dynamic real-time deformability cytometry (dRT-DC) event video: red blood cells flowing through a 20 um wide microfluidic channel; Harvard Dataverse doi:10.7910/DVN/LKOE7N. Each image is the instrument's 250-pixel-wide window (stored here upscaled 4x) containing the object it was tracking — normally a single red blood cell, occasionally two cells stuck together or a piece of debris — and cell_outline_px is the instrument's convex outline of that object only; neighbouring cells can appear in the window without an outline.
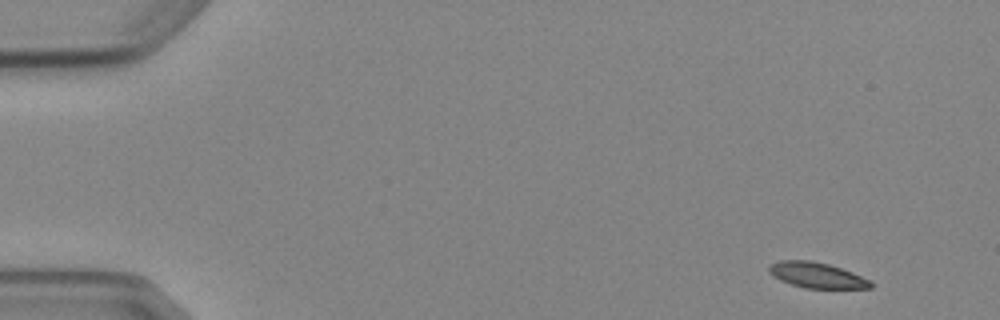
{"species": "Egyptian fruit bat (a non-hibernating species)", "species_latin": "Rousettus aegyptiacus", "temperature_condition": "cold", "stored_images_in_passage": 5, "camera_frame_rate_fps": 3000, "um_per_image_px": 0.085, "animal": {"sex": "female"}, "frame": {"image": 1, "passage_image": 1, "time_ms": 0.0, "image_size_px": [1000, 320], "cell_outline_px": [[872, 288], [804, 288], [780, 280], [768, 272], [768, 268], [772, 264], [780, 260], [808, 260], [828, 264], [852, 272], [872, 280]], "centroid_in_image_um": [69.44, 23.39], "position_along_channel_um": 15.6, "area_um2": 15.03}}
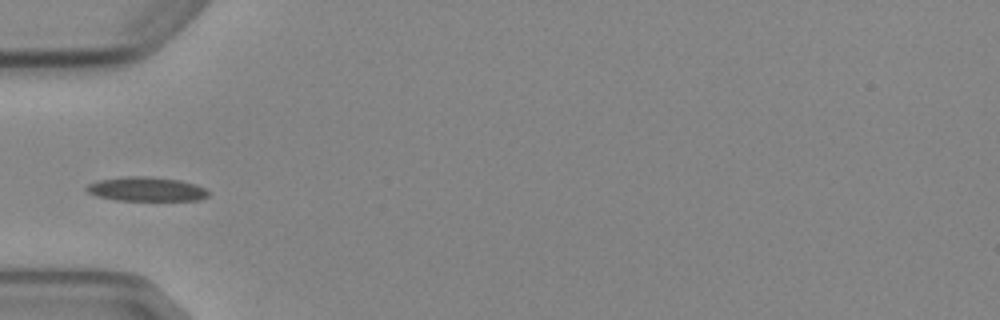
{"frame": {"image": 2, "passage_image": 4, "time_ms": 4.667, "image_size_px": [1000, 320], "cell_outline_px": [[208, 196], [200, 200], [116, 200], [96, 196], [88, 192], [84, 188], [88, 184], [96, 180], [120, 176], [152, 176], [180, 180], [196, 184], [204, 188], [208, 192]], "centroid_in_image_um": [12.4, 16.06], "position_along_channel_um": 72.6, "area_um2": 17.4}}
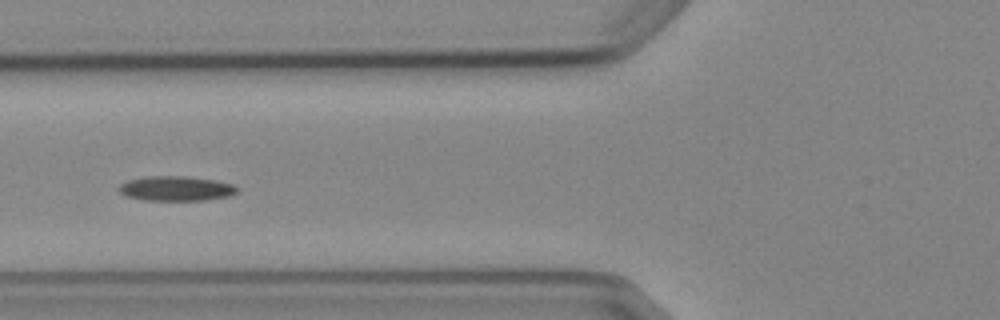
{"frame": {"image": 3, "passage_image": 5, "time_ms": 5.667, "image_size_px": [1000, 320], "cell_outline_px": [[240, 188], [236, 192], [228, 196], [204, 200], [144, 200], [124, 196], [116, 188], [120, 184], [128, 180], [148, 176], [184, 176], [216, 180], [236, 184]], "centroid_in_image_um": [14.96, 16.02], "position_along_channel_um": 110.8, "area_um2": 17.22}}